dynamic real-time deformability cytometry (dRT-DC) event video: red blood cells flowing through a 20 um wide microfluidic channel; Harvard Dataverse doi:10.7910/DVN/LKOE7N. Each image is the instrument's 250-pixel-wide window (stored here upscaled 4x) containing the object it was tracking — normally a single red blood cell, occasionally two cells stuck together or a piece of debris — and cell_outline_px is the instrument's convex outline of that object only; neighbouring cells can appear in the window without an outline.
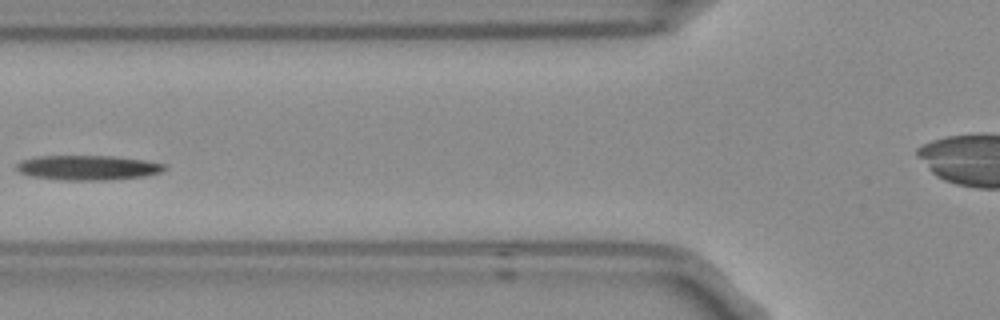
{"species": "Egyptian fruit bat (a non-hibernating species)", "species_latin": "Rousettus aegyptiacus", "temperature_condition": "room temperature", "stored_images_in_passage": 8, "camera_frame_rate_fps": 3000, "um_per_image_px": 0.085, "frame": {"image": 1, "passage_image": 4, "time_ms": 1.0, "image_size_px": [1000, 320], "cell_outline_px": [[168, 168], [160, 172], [144, 176], [112, 180], [60, 180], [28, 176], [20, 172], [16, 168], [16, 164], [20, 160], [36, 156], [112, 156], [144, 160], [164, 164]], "centroid_in_image_um": [7.42, 14.25], "position_along_channel_um": 118.4, "area_um2": 21.5}}
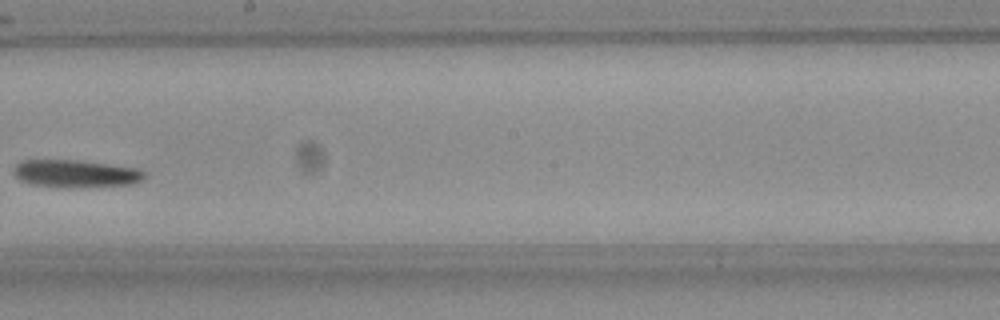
{"frame": {"image": 2, "passage_image": 7, "time_ms": 2.0, "image_size_px": [1000, 320], "cell_outline_px": [[144, 176], [140, 180], [132, 184], [72, 188], [60, 188], [32, 184], [20, 180], [12, 172], [12, 168], [20, 160], [76, 160], [136, 168], [144, 172]], "centroid_in_image_um": [6.35, 14.77], "position_along_channel_um": 241.9, "area_um2": 21.04}}
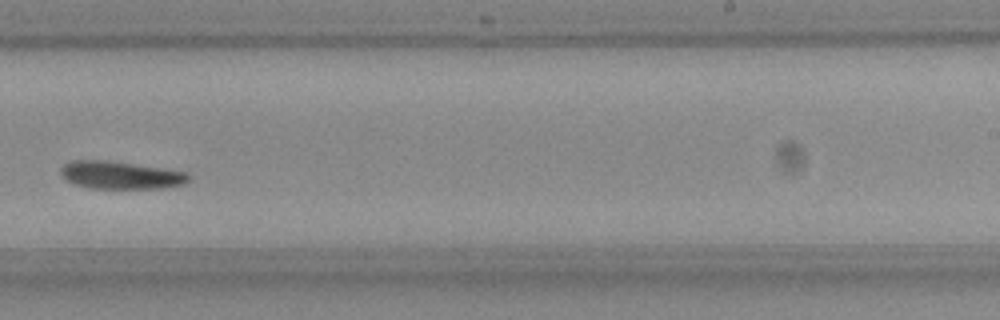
{"frame": {"image": 3, "passage_image": 8, "time_ms": 2.333, "image_size_px": [1000, 320], "cell_outline_px": [[192, 180], [184, 184], [164, 188], [92, 188], [76, 184], [64, 180], [60, 172], [60, 168], [64, 164], [72, 160], [104, 160], [188, 172]], "centroid_in_image_um": [10.26, 14.89], "position_along_channel_um": 278.7, "area_um2": 20.58}}